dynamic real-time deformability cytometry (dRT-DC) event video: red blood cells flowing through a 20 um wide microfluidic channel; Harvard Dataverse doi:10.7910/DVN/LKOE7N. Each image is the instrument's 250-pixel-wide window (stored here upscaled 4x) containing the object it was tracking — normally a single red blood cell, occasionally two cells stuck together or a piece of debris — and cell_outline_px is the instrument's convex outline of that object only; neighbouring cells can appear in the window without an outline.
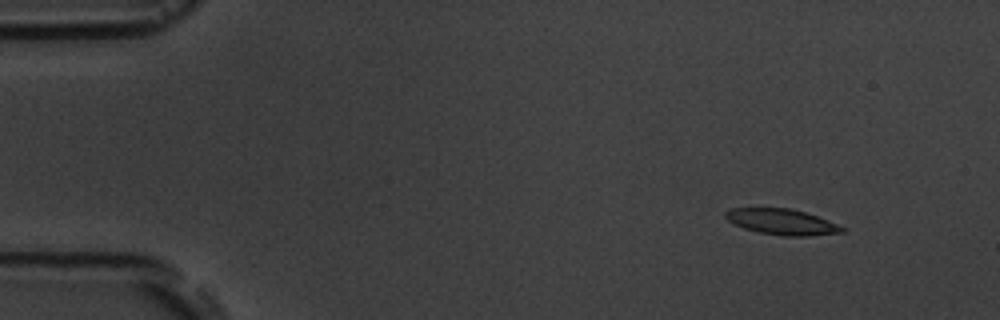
{"species": "common noctule bat (a hibernating species)", "species_latin": "Nyctalus noctula", "temperature_condition": "room temperature", "stored_images_in_passage": 5, "camera_frame_rate_fps": 3000, "um_per_image_px": 0.085, "animal": {"sex": "male", "body_mass_g": 19.5, "forearm_length_mm": 54.6}, "frame": {"image": 1, "passage_image": 2, "time_ms": 1.333, "image_size_px": [1000, 320], "cell_outline_px": [[844, 232], [808, 236], [784, 236], [760, 232], [744, 228], [728, 220], [724, 216], [724, 212], [732, 208], [788, 208], [804, 212], [816, 216], [836, 224], [844, 228]], "centroid_in_image_um": [66.43, 18.85], "position_along_channel_um": 18.6, "area_um2": 17.17}}